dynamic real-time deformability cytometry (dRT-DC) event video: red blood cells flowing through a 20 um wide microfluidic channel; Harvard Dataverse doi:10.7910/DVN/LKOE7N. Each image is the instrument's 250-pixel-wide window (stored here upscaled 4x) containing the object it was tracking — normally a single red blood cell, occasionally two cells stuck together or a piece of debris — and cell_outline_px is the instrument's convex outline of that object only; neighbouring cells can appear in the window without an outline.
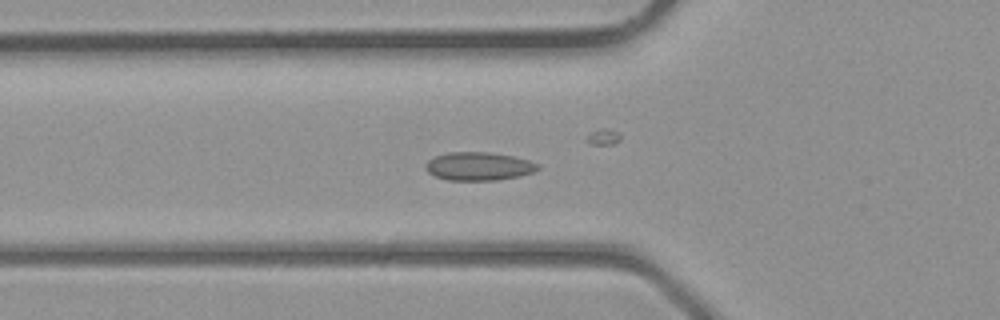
{"species": "common noctule bat (a hibernating species)", "species_latin": "Nyctalus noctula", "temperature_condition": "room temperature", "stored_images_in_passage": 37, "camera_frame_rate_fps": 3000, "um_per_image_px": 0.085, "animal": {"sex": "male", "body_mass_g": 23.1, "forearm_length_mm": 52.7}, "frame": {"image": 1, "passage_image": 10, "time_ms": 3.0, "image_size_px": [1000, 320], "cell_outline_px": [[540, 168], [536, 172], [520, 176], [496, 180], [448, 180], [436, 176], [428, 172], [424, 168], [424, 164], [428, 160], [436, 156], [448, 152], [488, 152], [512, 156], [528, 160], [540, 164]], "centroid_in_image_um": [40.71, 14.13], "position_along_channel_um": 85.1, "area_um2": 18.61}}
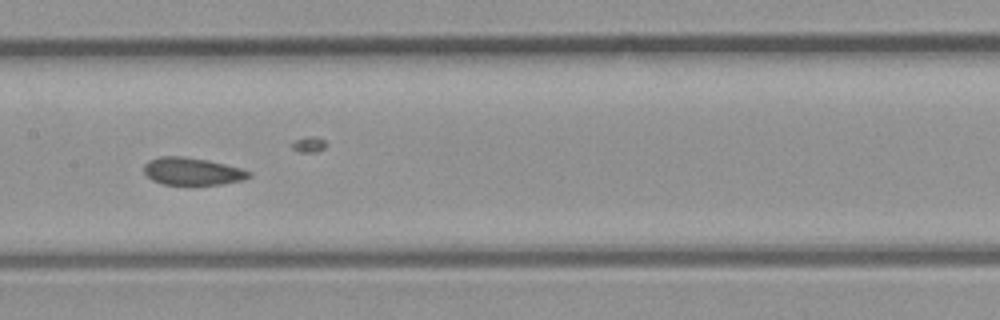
{"frame": {"image": 2, "passage_image": 16, "time_ms": 5.0, "image_size_px": [1000, 320], "cell_outline_px": [[252, 176], [244, 180], [220, 184], [164, 184], [152, 180], [144, 172], [144, 164], [148, 160], [160, 156], [180, 156], [208, 160], [240, 168], [252, 172]], "centroid_in_image_um": [16.35, 14.56], "position_along_channel_um": 191.1, "area_um2": 16.7}}
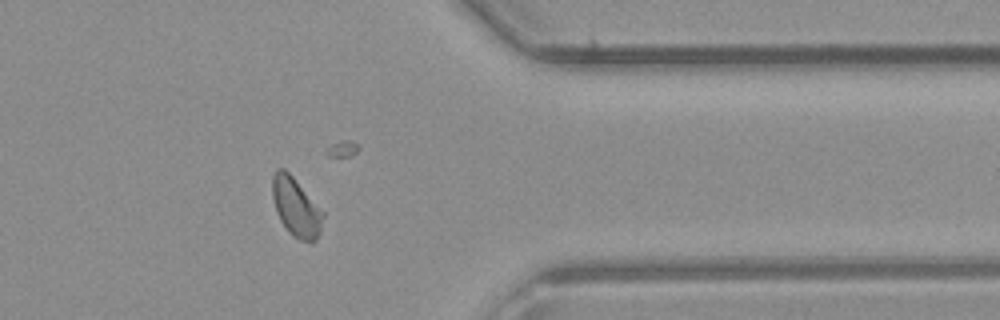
{"frame": {"image": 3, "passage_image": 28, "time_ms": 9.0, "image_size_px": [1000, 320], "cell_outline_px": [[324, 216], [320, 232], [316, 240], [312, 244], [300, 240], [292, 236], [288, 232], [280, 220], [276, 212], [272, 196], [272, 176], [276, 168], [284, 168], [292, 176], [324, 212]], "centroid_in_image_um": [25.16, 17.64], "position_along_channel_um": 386.2, "area_um2": 17.51}}